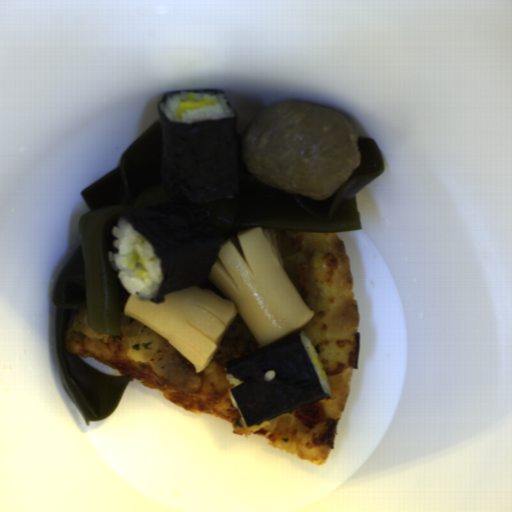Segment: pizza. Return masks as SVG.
Here are the masks:
<instances>
[{
  "label": "pizza",
  "instance_id": "a15fb73a",
  "mask_svg": "<svg viewBox=\"0 0 512 512\" xmlns=\"http://www.w3.org/2000/svg\"><path fill=\"white\" fill-rule=\"evenodd\" d=\"M219 229V241L220 246L237 236L238 231L255 228L253 225H237V224H228V223H219L211 220Z\"/></svg>",
  "mask_w": 512,
  "mask_h": 512
},
{
  "label": "pizza",
  "instance_id": "d2c48207",
  "mask_svg": "<svg viewBox=\"0 0 512 512\" xmlns=\"http://www.w3.org/2000/svg\"><path fill=\"white\" fill-rule=\"evenodd\" d=\"M260 349L239 312L232 319L212 358L224 365L231 360L259 352Z\"/></svg>",
  "mask_w": 512,
  "mask_h": 512
},
{
  "label": "pizza",
  "instance_id": "dd6c1bee",
  "mask_svg": "<svg viewBox=\"0 0 512 512\" xmlns=\"http://www.w3.org/2000/svg\"><path fill=\"white\" fill-rule=\"evenodd\" d=\"M311 233L316 248L313 267L319 306L306 324L268 345L298 332L305 333L311 340L330 388V397L317 401L326 418L313 429L295 416V409L247 426L231 398L234 384L227 379V362L222 364L212 357L208 366L198 372L201 381L197 389L187 391L156 374L150 364L128 357L123 330L120 329V335L105 334L102 338H87L74 331V316L83 306L70 311L63 336L64 347L80 358L91 357L112 368V362L126 361L148 376L137 379L140 383L146 388L160 389L164 398L174 405L196 415L212 414L227 420L235 435L262 436L267 444L279 450L323 465L334 448L339 422L358 369L361 321L358 302L354 301V280L345 243L335 232Z\"/></svg>",
  "mask_w": 512,
  "mask_h": 512
},
{
  "label": "pizza",
  "instance_id": "a6f56289",
  "mask_svg": "<svg viewBox=\"0 0 512 512\" xmlns=\"http://www.w3.org/2000/svg\"><path fill=\"white\" fill-rule=\"evenodd\" d=\"M196 286L201 287L203 289H208L209 291L227 299L226 296L223 294V292L211 280L208 282L196 285Z\"/></svg>",
  "mask_w": 512,
  "mask_h": 512
}]
</instances>
